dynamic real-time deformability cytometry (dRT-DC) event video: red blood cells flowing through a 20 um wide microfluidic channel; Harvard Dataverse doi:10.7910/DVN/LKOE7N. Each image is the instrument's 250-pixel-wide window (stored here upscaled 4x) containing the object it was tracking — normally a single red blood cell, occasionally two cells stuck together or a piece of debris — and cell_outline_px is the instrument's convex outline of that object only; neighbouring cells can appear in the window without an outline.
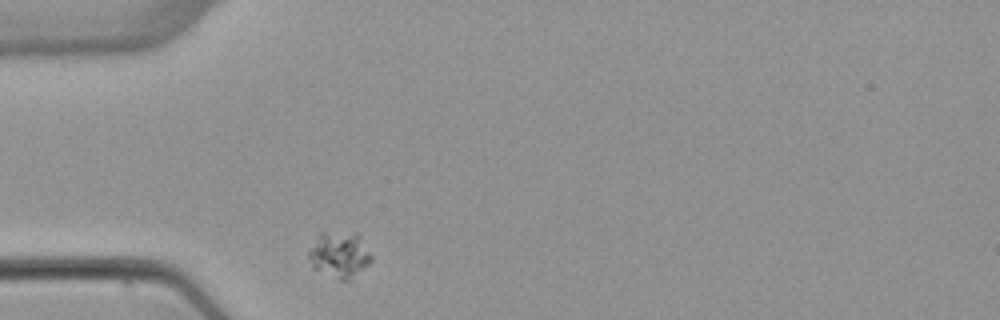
{"species": "common noctule bat (a hibernating species)", "species_latin": "Nyctalus noctula", "temperature_condition": "warm", "stored_images_in_passage": 1, "camera_frame_rate_fps": 3000, "um_per_image_px": 0.085, "animal": {"sex": "female", "body_mass_g": 22.7, "forearm_length_mm": 54.2}, "frame": {"image": 1, "passage_image": 1, "time_ms": 0.0, "image_size_px": [1000, 320], "cell_outline_px": [[372, 260], [348, 284], [312, 268], [308, 256], [308, 252], [320, 232], [356, 232], [360, 236], [372, 256]], "centroid_in_image_um": [28.86, 21.68], "position_along_channel_um": 56.1, "area_um2": 17.11}}